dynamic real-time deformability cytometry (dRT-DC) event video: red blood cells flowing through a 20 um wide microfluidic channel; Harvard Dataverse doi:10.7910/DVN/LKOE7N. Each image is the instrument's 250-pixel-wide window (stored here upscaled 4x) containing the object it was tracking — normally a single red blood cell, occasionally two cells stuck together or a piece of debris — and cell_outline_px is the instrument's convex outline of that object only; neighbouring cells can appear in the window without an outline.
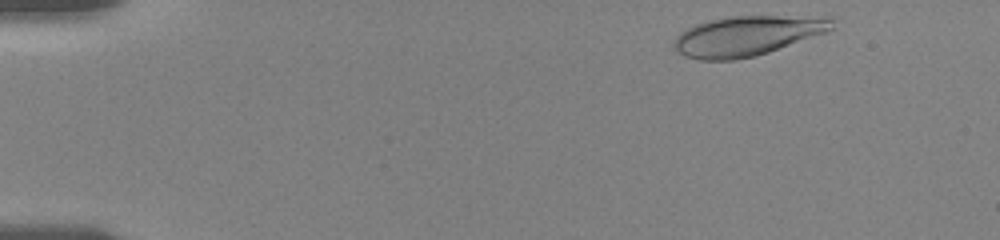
{"species": "human", "species_latin": "Homo sapiens", "temperature_condition": "room temperature", "stored_images_in_passage": 51, "camera_frame_rate_fps": 3000, "um_per_image_px": 0.085, "donor": {"sex": "female"}, "frame": {"image": 1, "passage_image": 2, "time_ms": 0.333, "image_size_px": [1000, 240], "cell_outline_px": [[836, 16], [832, 28], [828, 32], [756, 56], [732, 60], [700, 60], [684, 56], [676, 52], [672, 48], [672, 40], [680, 32], [696, 24], [708, 20], [732, 16]], "centroid_in_image_um": [63.51, 3.04], "position_along_channel_um": 21.5, "area_um2": 37.22}}
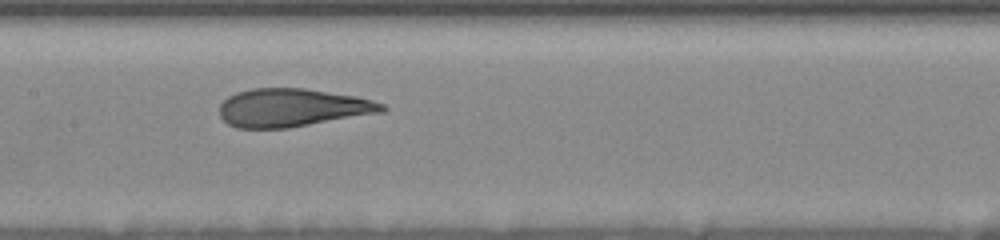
{"frame": {"image": 2, "passage_image": 24, "time_ms": 7.667, "image_size_px": [1000, 240], "cell_outline_px": [[388, 108], [384, 112], [288, 128], [236, 128], [228, 124], [220, 116], [220, 104], [228, 96], [236, 92], [252, 88], [304, 88], [356, 96], [372, 100], [384, 104]], "centroid_in_image_um": [24.85, 9.15], "position_along_channel_um": 182.6, "area_um2": 36.24}}
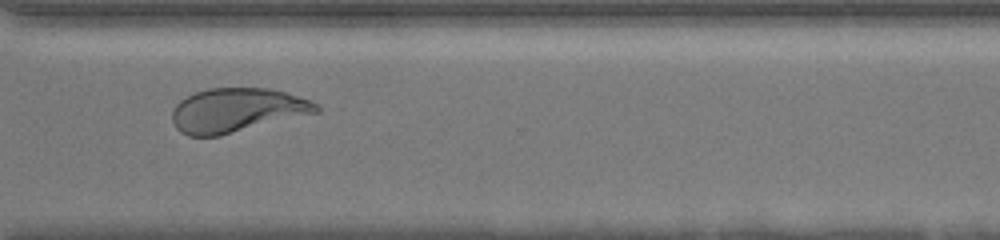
{"frame": {"image": 3, "passage_image": 38, "time_ms": 12.333, "image_size_px": [1000, 240], "cell_outline_px": [[320, 112], [220, 136], [188, 136], [180, 132], [176, 128], [172, 120], [172, 108], [180, 100], [196, 92], [208, 88], [268, 88], [288, 92], [308, 100], [316, 104], [320, 108]], "centroid_in_image_um": [20.12, 9.37], "position_along_channel_um": 350.5, "area_um2": 37.22}, "authors_computed_cell_mechanics": {"area_um2": 36.9342, "velocity_mm_per_s": 3.6018, "shape_relaxation_time_tau1_ms": 6.1278, "shape_relaxation_time_tau2_ms": 0.847, "deformation_change_tau1": 0.1933, "deformation_change_tau2": 0.0689}}